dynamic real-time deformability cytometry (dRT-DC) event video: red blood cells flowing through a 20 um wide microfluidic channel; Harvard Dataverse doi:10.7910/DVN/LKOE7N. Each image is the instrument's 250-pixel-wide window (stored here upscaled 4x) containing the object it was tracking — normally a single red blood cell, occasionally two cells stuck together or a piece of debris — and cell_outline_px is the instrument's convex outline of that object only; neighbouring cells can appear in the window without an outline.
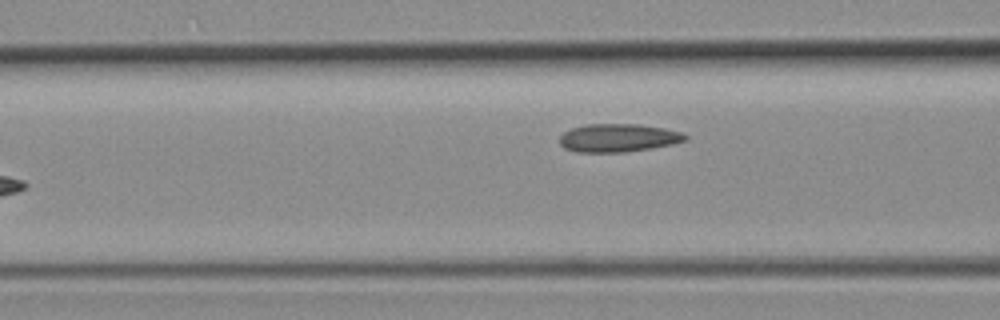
{"species": "common noctule bat (a hibernating species)", "species_latin": "Nyctalus noctula", "temperature_condition": "room temperature", "stored_images_in_passage": 7, "camera_frame_rate_fps": 3000, "um_per_image_px": 0.085, "animal": {"sex": "female", "body_mass_g": 19.3, "forearm_length_mm": 54.1}, "frame": {"image": 1, "passage_image": 6, "time_ms": 6.0, "image_size_px": [1000, 320], "cell_outline_px": [[688, 140], [672, 144], [624, 152], [580, 152], [564, 148], [560, 144], [560, 136], [564, 132], [572, 128], [584, 124], [640, 124], [664, 128], [680, 132], [688, 136]], "centroid_in_image_um": [52.54, 11.71], "position_along_channel_um": 114.1, "area_um2": 20.52}}